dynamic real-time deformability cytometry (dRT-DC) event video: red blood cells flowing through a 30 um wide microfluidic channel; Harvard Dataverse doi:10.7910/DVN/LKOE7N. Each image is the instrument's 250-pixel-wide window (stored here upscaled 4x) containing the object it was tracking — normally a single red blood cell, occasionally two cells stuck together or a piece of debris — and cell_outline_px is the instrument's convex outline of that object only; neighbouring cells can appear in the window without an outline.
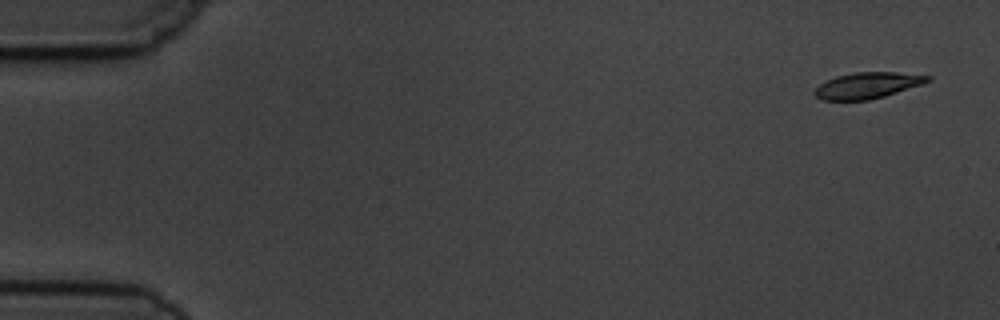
{"species": "common noctule bat (a hibernating species)", "species_latin": "Nyctalus noctula", "temperature_condition": "cold", "stored_images_in_passage": 5, "camera_frame_rate_fps": 3000, "um_per_image_px": 0.085, "animal": {"sex": "male", "body_mass_g": 19.5, "forearm_length_mm": 54.6}, "frame": {"image": 1, "passage_image": 1, "time_ms": 0.0, "image_size_px": [1000, 320], "cell_outline_px": [[932, 80], [884, 96], [868, 100], [820, 100], [812, 92], [820, 84], [836, 76], [856, 72], [896, 72], [932, 76]], "centroid_in_image_um": [73.71, 7.26], "position_along_channel_um": 11.3, "area_um2": 16.99}}
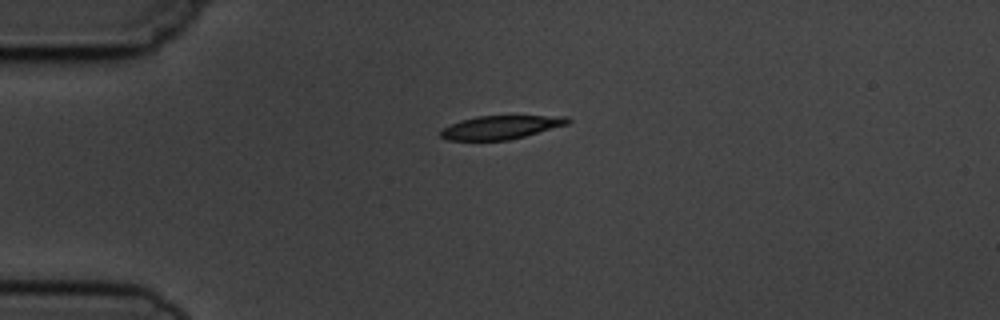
{"frame": {"image": 2, "passage_image": 4, "time_ms": 3.667, "image_size_px": [1000, 320], "cell_outline_px": [[572, 120], [568, 124], [524, 136], [508, 140], [448, 140], [440, 136], [440, 132], [444, 128], [460, 120], [476, 116], [568, 116]], "centroid_in_image_um": [42.58, 10.81], "position_along_channel_um": 42.4, "area_um2": 17.22}}